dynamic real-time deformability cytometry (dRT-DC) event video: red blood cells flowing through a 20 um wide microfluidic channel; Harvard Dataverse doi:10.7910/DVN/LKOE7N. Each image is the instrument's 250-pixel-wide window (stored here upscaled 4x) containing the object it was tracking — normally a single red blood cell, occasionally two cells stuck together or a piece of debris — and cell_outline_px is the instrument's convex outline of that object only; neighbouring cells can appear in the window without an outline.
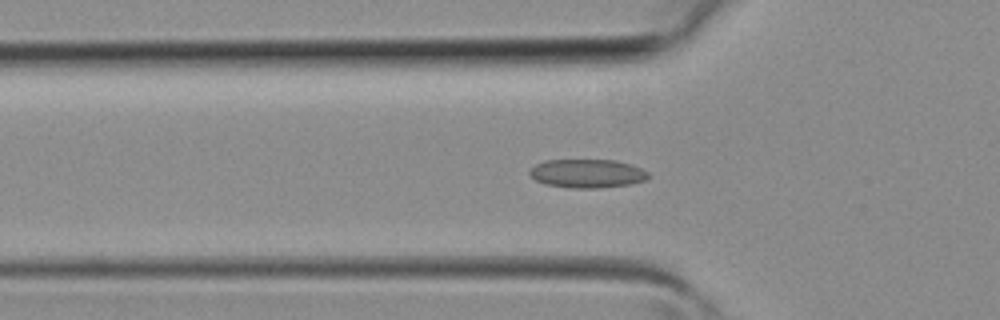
{"species": "common noctule bat (a hibernating species)", "species_latin": "Nyctalus noctula", "temperature_condition": "room temperature", "stored_images_in_passage": 39, "camera_frame_rate_fps": 3000, "um_per_image_px": 0.085, "animal": {"sex": "female", "body_mass_g": 19.3, "forearm_length_mm": 54.1}, "frame": {"image": 1, "passage_image": 12, "time_ms": 3.667, "image_size_px": [1000, 320], "cell_outline_px": [[648, 180], [628, 184], [600, 188], [572, 188], [544, 184], [536, 180], [528, 172], [536, 164], [544, 160], [616, 160], [640, 168], [648, 172]], "centroid_in_image_um": [49.9, 14.75], "position_along_channel_um": 75.9, "area_um2": 19.71}}
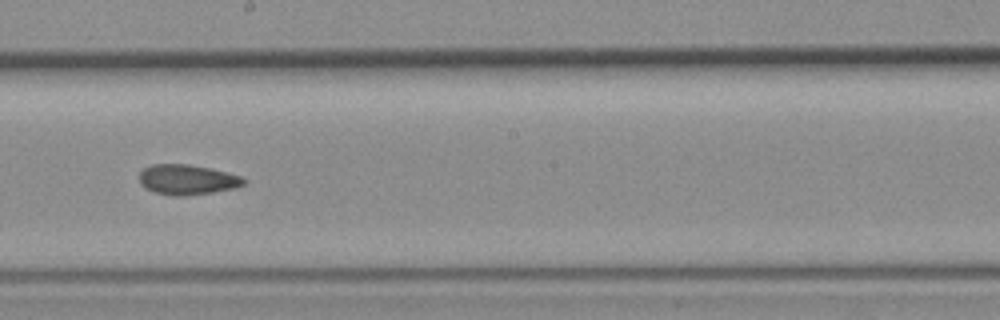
{"frame": {"image": 2, "passage_image": 21, "time_ms": 6.667, "image_size_px": [1000, 320], "cell_outline_px": [[244, 184], [232, 188], [212, 192], [184, 196], [176, 196], [156, 192], [144, 188], [140, 184], [140, 172], [144, 168], [152, 164], [188, 164], [208, 168], [240, 176], [244, 180]], "centroid_in_image_um": [15.85, 15.27], "position_along_channel_um": 232.4, "area_um2": 17.98}}
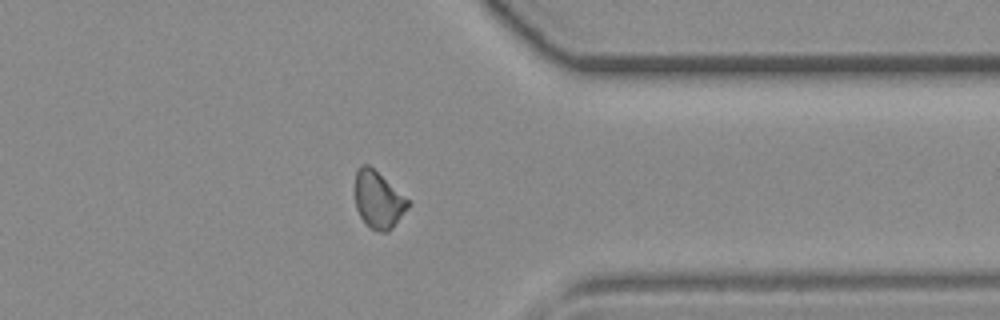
{"frame": {"image": 3, "passage_image": 30, "time_ms": 9.667, "image_size_px": [1000, 320], "cell_outline_px": [[412, 204], [392, 228], [388, 232], [376, 232], [360, 216], [356, 208], [356, 168], [360, 164], [368, 164], [408, 200]], "centroid_in_image_um": [32.16, 17.0], "position_along_channel_um": 379.2, "area_um2": 17.28}}